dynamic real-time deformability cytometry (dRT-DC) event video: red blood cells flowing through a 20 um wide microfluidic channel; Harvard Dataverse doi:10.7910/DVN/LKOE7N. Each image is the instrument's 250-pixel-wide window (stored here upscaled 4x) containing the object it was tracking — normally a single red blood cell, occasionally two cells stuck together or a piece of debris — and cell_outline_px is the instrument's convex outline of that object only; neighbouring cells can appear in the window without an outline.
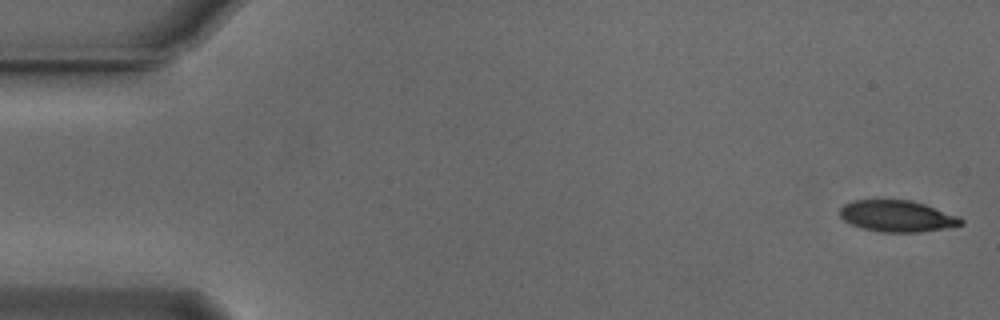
{"species": "Egyptian fruit bat (a non-hibernating species)", "species_latin": "Rousettus aegyptiacus", "temperature_condition": "cold", "stored_images_in_passage": 51, "camera_frame_rate_fps": 3000, "um_per_image_px": 0.085, "animal": {"sex": "male"}, "frame": {"image": 1, "passage_image": 1, "time_ms": 0.0, "image_size_px": [1000, 320], "cell_outline_px": [[964, 224], [944, 228], [920, 232], [880, 232], [860, 228], [844, 220], [840, 216], [840, 208], [844, 204], [852, 200], [912, 200], [960, 216], [964, 220]], "centroid_in_image_um": [76.26, 18.37], "position_along_channel_um": 8.7, "area_um2": 22.25}}
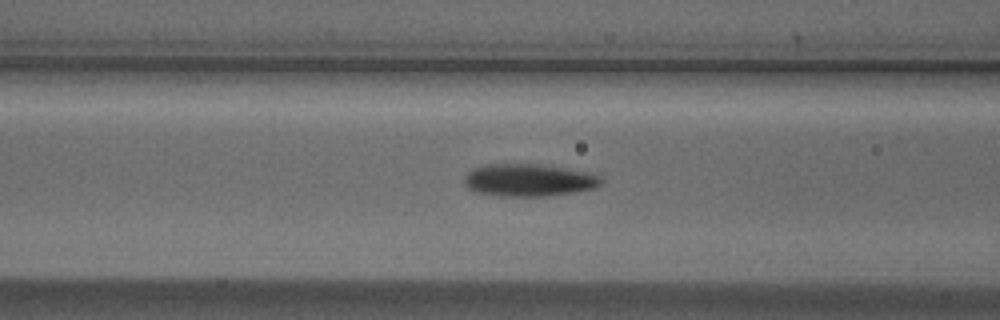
{"frame": {"image": 2, "passage_image": 21, "time_ms": 6.667, "image_size_px": [1000, 320], "cell_outline_px": [[604, 184], [596, 188], [548, 196], [500, 196], [476, 192], [468, 188], [464, 184], [464, 176], [472, 168], [484, 164], [544, 164], [568, 168], [588, 172], [600, 176], [604, 180]], "centroid_in_image_um": [44.97, 15.3], "position_along_channel_um": 121.6, "area_um2": 26.3}}
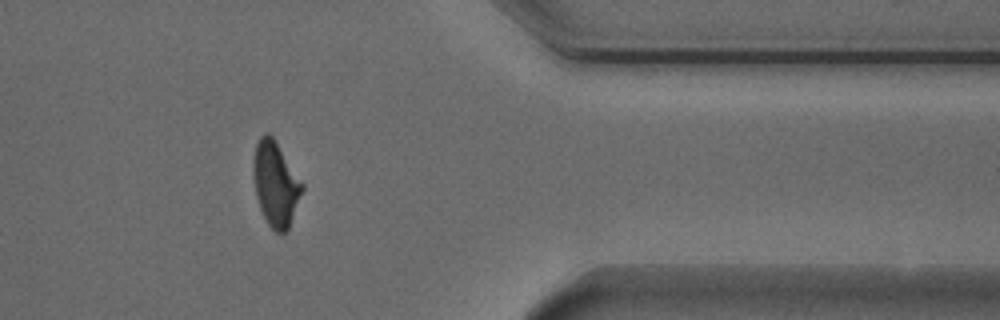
{"frame": {"image": 3, "passage_image": 44, "time_ms": 14.333, "image_size_px": [1000, 320], "cell_outline_px": [[304, 188], [288, 228], [284, 232], [276, 232], [268, 224], [260, 208], [256, 196], [252, 172], [252, 160], [256, 144], [260, 136], [264, 132], [268, 132], [272, 136], [304, 184]], "centroid_in_image_um": [23.4, 15.59], "position_along_channel_um": 388.0, "area_um2": 23.93}, "authors_computed_cell_mechanics": {"area_um2": 23.9292, "velocity_mm_per_s": 3.739, "shape_relaxation_time_tau1_ms": 2.9824, "shape_relaxation_time_tau2_ms": 2.6001, "deformation_change_tau1": 0.1457, "deformation_change_tau2": 0.0967}}